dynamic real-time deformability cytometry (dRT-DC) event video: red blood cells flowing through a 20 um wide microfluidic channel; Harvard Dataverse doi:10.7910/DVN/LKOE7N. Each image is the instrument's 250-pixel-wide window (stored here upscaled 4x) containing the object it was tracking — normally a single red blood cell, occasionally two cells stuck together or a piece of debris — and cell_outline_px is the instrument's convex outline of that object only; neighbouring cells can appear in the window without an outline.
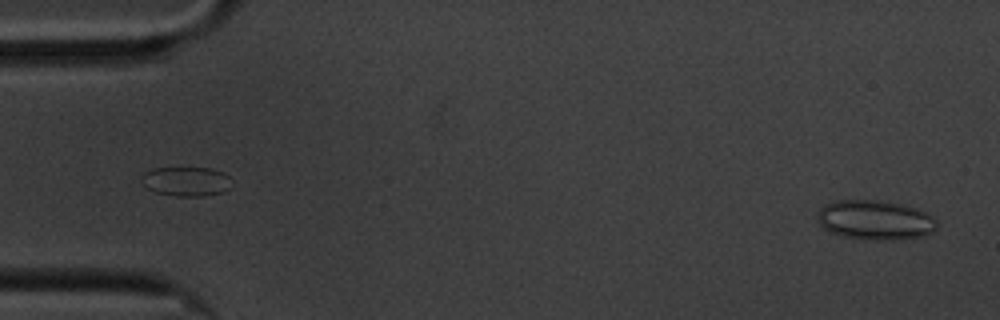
{"species": "common noctule bat (a hibernating species)", "species_latin": "Nyctalus noctula", "temperature_condition": "cold", "stored_images_in_passage": 58, "camera_frame_rate_fps": 3000, "um_per_image_px": 0.085, "animal": {"sex": "male", "body_mass_g": 20.1, "forearm_length_mm": 53.5}, "frame": {"image": 1, "passage_image": 2, "time_ms": 0.333, "image_size_px": [1000, 320], "cell_outline_px": [[936, 228], [924, 236], [892, 240], [872, 240], [844, 236], [832, 232], [824, 228], [816, 220], [816, 216], [820, 208], [824, 204], [836, 200], [872, 200], [900, 204], [916, 208], [932, 216], [936, 220]], "centroid_in_image_um": [74.35, 18.7], "position_along_channel_um": 10.6, "area_um2": 27.4}}
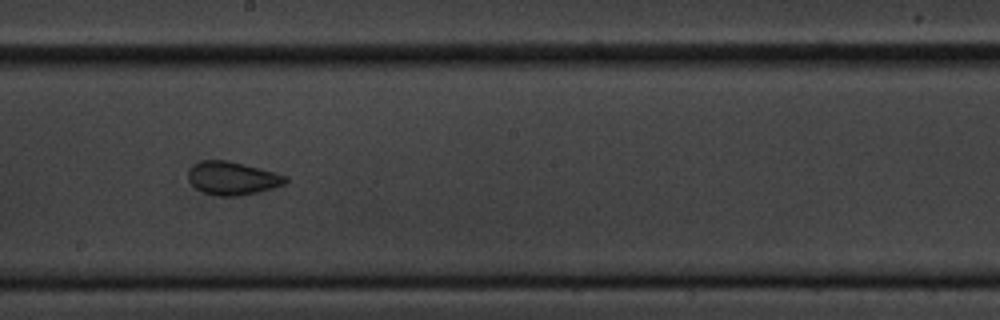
{"frame": {"image": 2, "passage_image": 32, "time_ms": 10.333, "image_size_px": [1000, 320], "cell_outline_px": [[288, 180], [284, 184], [272, 188], [256, 192], [236, 196], [216, 196], [204, 192], [196, 188], [188, 180], [188, 172], [192, 164], [200, 160], [228, 160], [244, 164], [288, 176]], "centroid_in_image_um": [19.72, 15.14], "position_along_channel_um": 228.5, "area_um2": 18.79}}
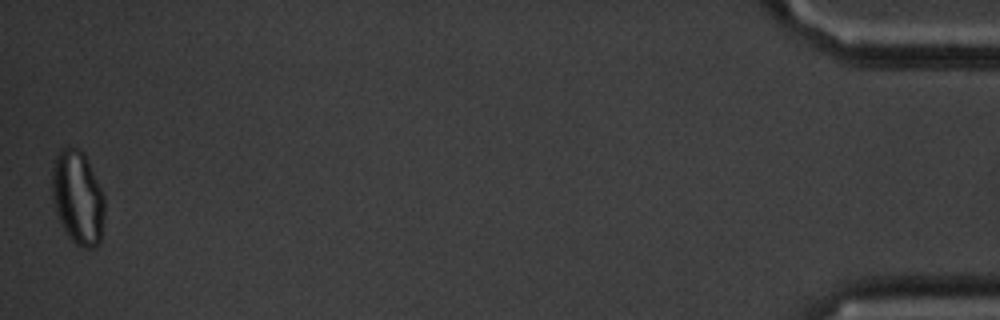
{"frame": {"image": 3, "passage_image": 58, "time_ms": 19.0, "image_size_px": [1000, 320], "cell_outline_px": [[104, 216], [100, 244], [96, 248], [80, 248], [64, 232], [56, 212], [52, 200], [52, 164], [60, 148], [68, 144], [80, 148], [84, 152], [104, 196]], "centroid_in_image_um": [6.6, 16.78], "position_along_channel_um": 428.6, "area_um2": 29.36}, "authors_computed_cell_mechanics": {"area_um2": 21.386, "velocity_mm_per_s": 3.3694, "shape_relaxation_time_tau1_ms": 5.0651, "shape_relaxation_time_tau2_ms": 1.5069, "deformation_change_tau1": 0.0983, "deformation_change_tau2": 0.0534}}